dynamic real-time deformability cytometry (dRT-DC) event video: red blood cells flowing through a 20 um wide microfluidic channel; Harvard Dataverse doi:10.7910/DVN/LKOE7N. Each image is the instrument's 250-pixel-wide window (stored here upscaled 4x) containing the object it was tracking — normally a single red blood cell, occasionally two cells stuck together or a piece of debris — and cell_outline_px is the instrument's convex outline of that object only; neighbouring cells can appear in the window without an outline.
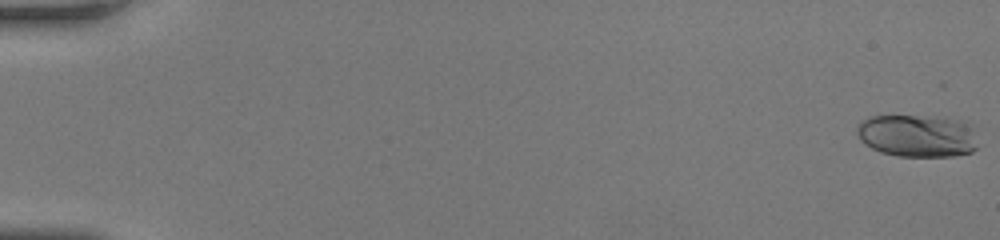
{"species": "human", "species_latin": "Homo sapiens", "temperature_condition": "room temperature", "stored_images_in_passage": 52, "camera_frame_rate_fps": 3000, "um_per_image_px": 0.085, "donor": {"sex": "female"}, "frame": {"image": 1, "passage_image": 1, "time_ms": 0.0, "image_size_px": [1000, 240], "cell_outline_px": [[976, 148], [972, 152], [956, 156], [896, 156], [880, 152], [864, 144], [860, 140], [856, 132], [856, 124], [860, 120], [868, 116], [944, 116], [968, 120], [972, 124]], "centroid_in_image_um": [77.97, 11.51], "position_along_channel_um": 7.0, "area_um2": 30.75}}
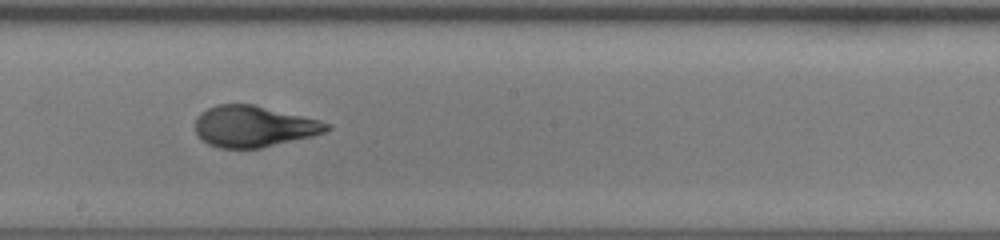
{"frame": {"image": 2, "passage_image": 31, "time_ms": 10.0, "image_size_px": [1000, 240], "cell_outline_px": [[332, 128], [324, 132], [312, 136], [260, 148], [220, 148], [208, 144], [200, 140], [196, 132], [196, 116], [200, 112], [216, 104], [252, 104], [320, 120], [332, 124]], "centroid_in_image_um": [21.55, 10.74], "position_along_channel_um": 226.6, "area_um2": 31.62}}
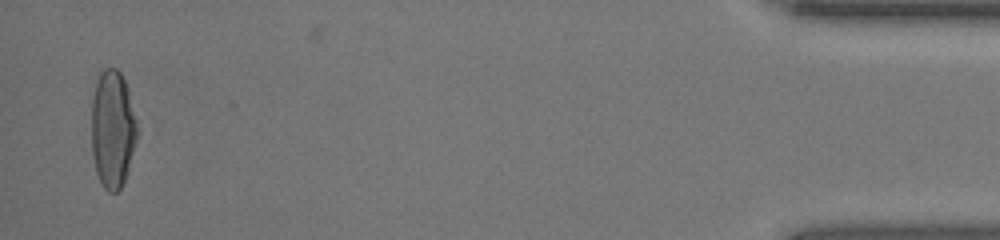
{"frame": {"image": 3, "passage_image": 51, "time_ms": 16.667, "image_size_px": [1000, 240], "cell_outline_px": [[136, 140], [128, 172], [120, 188], [116, 192], [108, 192], [104, 188], [96, 172], [92, 152], [92, 100], [96, 84], [100, 72], [104, 68], [116, 68], [120, 72], [124, 80], [128, 92], [136, 120]], "centroid_in_image_um": [9.56, 10.99], "position_along_channel_um": 425.6, "area_um2": 30.92}, "authors_computed_cell_mechanics": {"area_um2": 30.8941, "velocity_mm_per_s": 4.1913, "shape_relaxation_time_tau1_ms": 4.6281, "shape_relaxation_time_tau2_ms": 0.7359, "deformation_change_tau1": 0.232, "deformation_change_tau2": 0.0581}}